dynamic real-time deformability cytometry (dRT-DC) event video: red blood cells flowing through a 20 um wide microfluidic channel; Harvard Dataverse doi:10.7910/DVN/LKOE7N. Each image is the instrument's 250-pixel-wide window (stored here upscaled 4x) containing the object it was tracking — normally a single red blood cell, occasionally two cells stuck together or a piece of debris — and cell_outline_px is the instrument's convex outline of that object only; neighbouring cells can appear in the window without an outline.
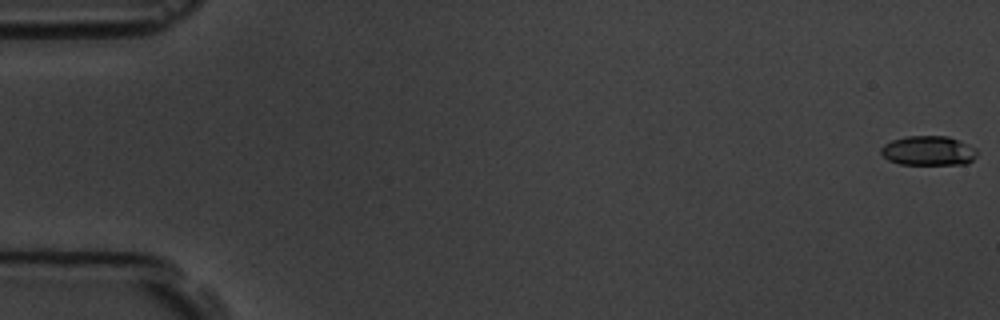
{"species": "common noctule bat (a hibernating species)", "species_latin": "Nyctalus noctula", "temperature_condition": "room temperature", "stored_images_in_passage": 5, "camera_frame_rate_fps": 3000, "um_per_image_px": 0.085, "animal": {"sex": "male", "body_mass_g": 19.5, "forearm_length_mm": 54.6}, "frame": {"image": 1, "passage_image": 1, "time_ms": 0.0, "image_size_px": [1000, 320], "cell_outline_px": [[976, 156], [968, 164], [900, 164], [888, 160], [880, 152], [880, 148], [884, 144], [892, 140], [908, 136], [948, 136], [960, 140], [976, 148]], "centroid_in_image_um": [78.92, 12.81], "position_along_channel_um": 6.1, "area_um2": 16.59}}
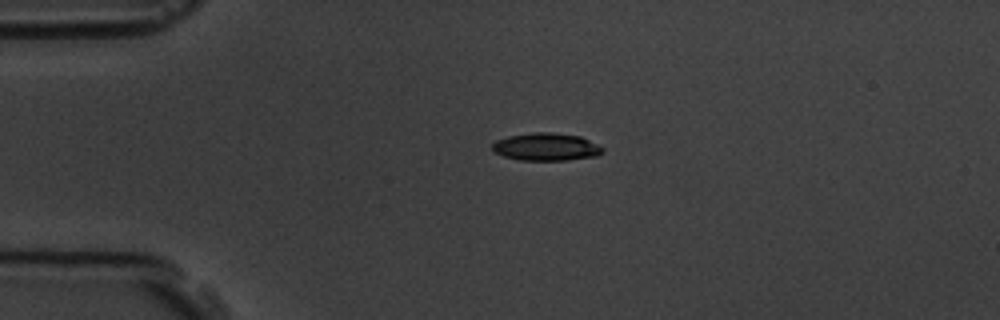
{"frame": {"image": 2, "passage_image": 4, "time_ms": 4.333, "image_size_px": [1000, 320], "cell_outline_px": [[604, 152], [596, 156], [568, 160], [520, 160], [504, 156], [492, 152], [492, 144], [496, 140], [508, 136], [532, 132], [552, 132], [580, 136], [604, 148]], "centroid_in_image_um": [46.4, 12.48], "position_along_channel_um": 38.6, "area_um2": 17.86}}